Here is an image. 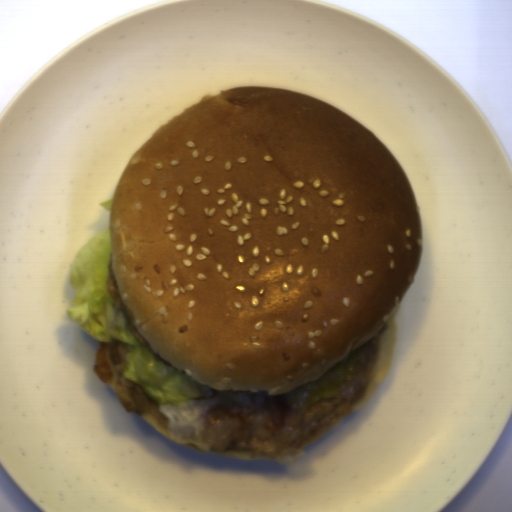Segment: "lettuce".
I'll return each instance as SVG.
<instances>
[{"mask_svg":"<svg viewBox=\"0 0 512 512\" xmlns=\"http://www.w3.org/2000/svg\"><path fill=\"white\" fill-rule=\"evenodd\" d=\"M112 199H113V198H112ZM112 199L105 200V201L98 202V203H99L100 205H102L105 209H107V210L110 212Z\"/></svg>","mask_w":512,"mask_h":512,"instance_id":"lettuce-2","label":"lettuce"},{"mask_svg":"<svg viewBox=\"0 0 512 512\" xmlns=\"http://www.w3.org/2000/svg\"><path fill=\"white\" fill-rule=\"evenodd\" d=\"M112 245L109 226L75 254L68 281L75 289L65 312L70 321L100 342L113 339L133 345L123 376L143 387L147 396L165 405H180L214 395L208 385L158 360L135 336L128 315L114 305L107 290Z\"/></svg>","mask_w":512,"mask_h":512,"instance_id":"lettuce-1","label":"lettuce"}]
</instances>
